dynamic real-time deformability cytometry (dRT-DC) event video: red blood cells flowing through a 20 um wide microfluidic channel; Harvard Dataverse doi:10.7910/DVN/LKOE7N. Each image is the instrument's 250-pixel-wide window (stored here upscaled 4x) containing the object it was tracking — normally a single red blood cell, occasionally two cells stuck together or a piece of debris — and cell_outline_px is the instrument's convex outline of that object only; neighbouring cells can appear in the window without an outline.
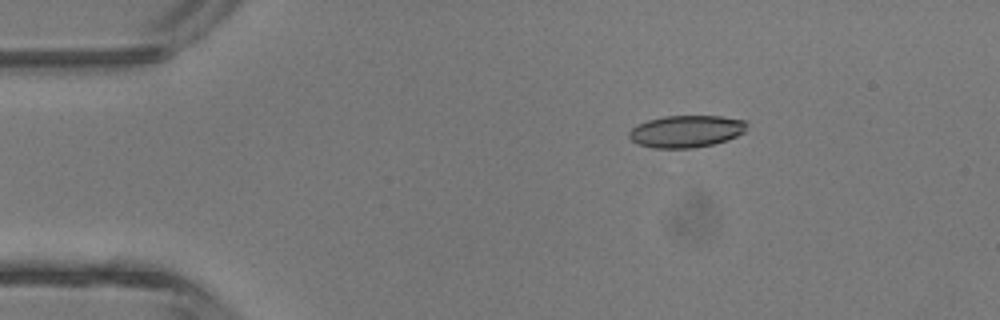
{"species": "common noctule bat (a hibernating species)", "species_latin": "Nyctalus noctula", "temperature_condition": "room temperature", "stored_images_in_passage": 4, "camera_frame_rate_fps": 3000, "um_per_image_px": 0.085, "animal": {"sex": "male", "body_mass_g": 13.3}, "frame": {"image": 1, "passage_image": 1, "time_ms": 0.0, "image_size_px": [1000, 320], "cell_outline_px": [[748, 124], [744, 132], [728, 140], [712, 144], [692, 148], [652, 148], [640, 144], [632, 140], [628, 136], [628, 132], [636, 124], [648, 120], [664, 116], [720, 116], [748, 120]], "centroid_in_image_um": [58.34, 11.15], "position_along_channel_um": 26.7, "area_um2": 22.14}}
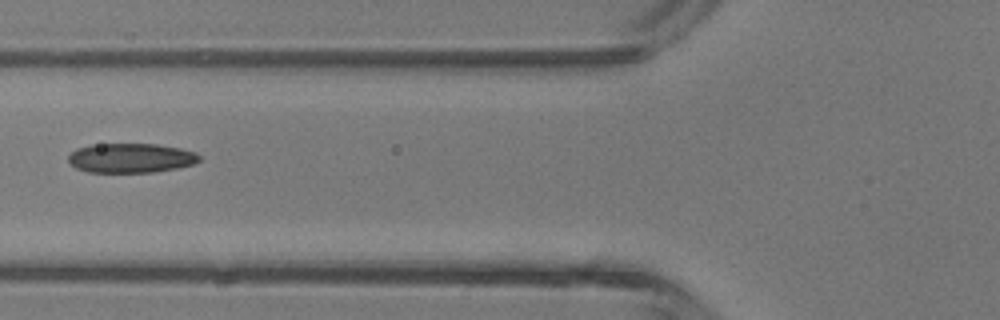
{"frame": {"image": 2, "passage_image": 4, "time_ms": 3.333, "image_size_px": [1000, 320], "cell_outline_px": [[200, 160], [192, 164], [176, 168], [152, 172], [88, 172], [76, 168], [68, 160], [68, 156], [76, 148], [92, 144], [156, 144], [180, 148], [196, 152], [200, 156]], "centroid_in_image_um": [11.11, 13.42], "position_along_channel_um": 114.7, "area_um2": 22.43}}